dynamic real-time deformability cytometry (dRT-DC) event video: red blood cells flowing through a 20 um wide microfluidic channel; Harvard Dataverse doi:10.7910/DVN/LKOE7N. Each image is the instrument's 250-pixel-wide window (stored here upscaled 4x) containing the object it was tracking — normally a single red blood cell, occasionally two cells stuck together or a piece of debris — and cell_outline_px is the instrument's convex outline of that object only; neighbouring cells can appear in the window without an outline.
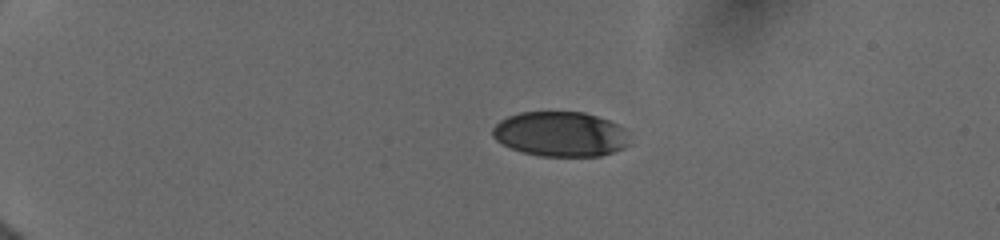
{"species": "human", "species_latin": "Homo sapiens", "temperature_condition": "cold", "stored_images_in_passage": 30, "camera_frame_rate_fps": 3000, "um_per_image_px": 0.085, "donor": {"sex": "female"}, "frame": {"image": 1, "passage_image": 8, "time_ms": 4.667, "image_size_px": [1000, 240], "cell_outline_px": [[632, 144], [624, 148], [600, 156], [540, 156], [520, 152], [496, 140], [492, 136], [492, 128], [500, 120], [508, 116], [520, 112], [584, 112], [608, 120], [628, 128]], "centroid_in_image_um": [47.7, 11.4], "position_along_channel_um": 37.3, "area_um2": 36.36}}
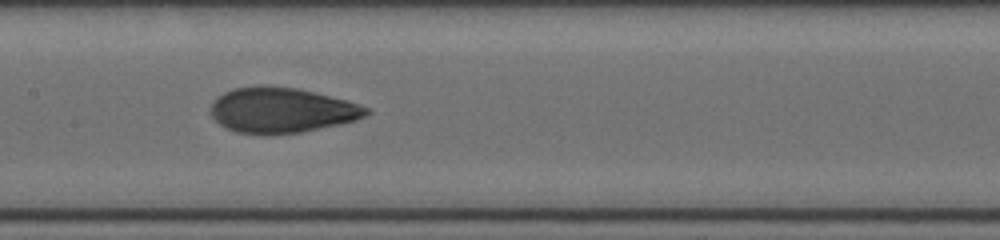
{"frame": {"image": 2, "passage_image": 21, "time_ms": 10.333, "image_size_px": [1000, 240], "cell_outline_px": [[372, 112], [356, 120], [340, 124], [300, 132], [264, 136], [236, 132], [224, 128], [212, 116], [212, 100], [216, 96], [232, 88], [296, 88], [344, 100], [372, 108]], "centroid_in_image_um": [23.93, 9.42], "position_along_channel_um": 183.5, "area_um2": 40.52}}
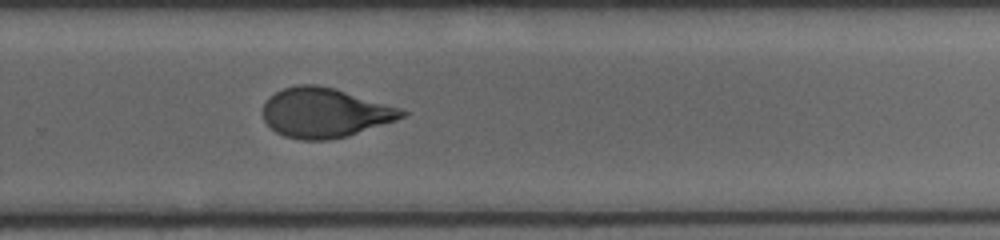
{"frame": {"image": 3, "passage_image": 30, "time_ms": 13.333, "image_size_px": [1000, 240], "cell_outline_px": [[408, 112], [404, 116], [396, 120], [348, 136], [328, 140], [300, 140], [284, 136], [276, 132], [264, 120], [264, 104], [268, 96], [284, 88], [296, 84], [316, 84], [336, 88], [400, 108]], "centroid_in_image_um": [27.6, 9.57], "position_along_channel_um": 302.2, "area_um2": 40.17}}